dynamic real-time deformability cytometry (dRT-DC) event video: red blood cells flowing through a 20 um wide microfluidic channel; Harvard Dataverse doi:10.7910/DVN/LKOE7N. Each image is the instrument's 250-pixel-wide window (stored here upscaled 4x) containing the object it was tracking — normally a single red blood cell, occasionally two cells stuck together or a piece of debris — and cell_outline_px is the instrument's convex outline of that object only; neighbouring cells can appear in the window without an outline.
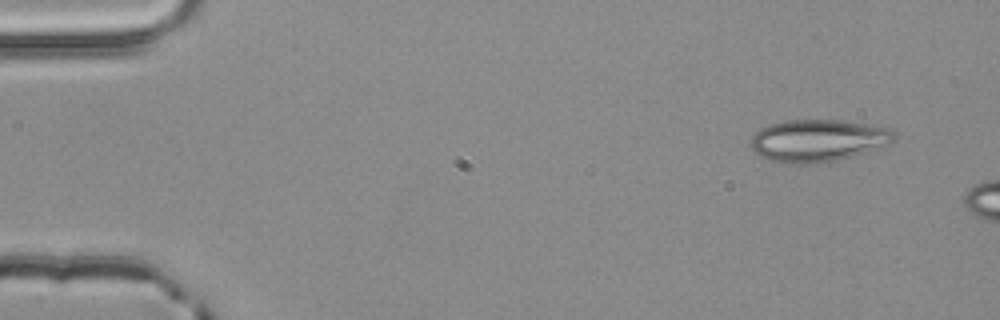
{"species": "common noctule bat (a hibernating species)", "species_latin": "Nyctalus noctula", "temperature_condition": "room temperature", "stored_images_in_passage": 3, "camera_frame_rate_fps": 3000, "um_per_image_px": 0.085, "animal": {"sex": "male", "body_mass_g": 20.4}, "frame": {"image": 1, "passage_image": 1, "time_ms": 0.0, "image_size_px": [1000, 320], "cell_outline_px": [[896, 136], [888, 144], [828, 164], [788, 164], [772, 160], [760, 156], [748, 144], [752, 136], [760, 128], [768, 124], [784, 120], [840, 120], [888, 128]], "centroid_in_image_um": [69.46, 11.96], "position_along_channel_um": 15.5, "area_um2": 35.43}}